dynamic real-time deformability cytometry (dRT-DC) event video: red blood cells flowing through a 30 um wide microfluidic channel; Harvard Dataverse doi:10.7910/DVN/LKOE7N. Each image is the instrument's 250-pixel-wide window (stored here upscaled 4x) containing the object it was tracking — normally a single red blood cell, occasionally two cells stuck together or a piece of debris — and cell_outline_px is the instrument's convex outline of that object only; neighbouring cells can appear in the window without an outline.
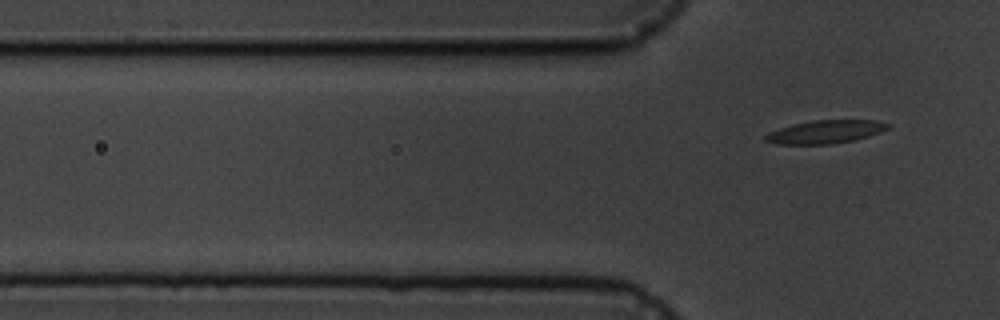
{"species": "common noctule bat (a hibernating species)", "species_latin": "Nyctalus noctula", "temperature_condition": "cold", "stored_images_in_passage": 7, "segment_of_instrument_passage": [2, 2], "camera_frame_rate_fps": 3000, "um_per_image_px": 0.085, "animal": {"sex": "male", "body_mass_g": 19.5, "forearm_length_mm": 54.6}, "frame": {"image": 1, "passage_image": 7, "time_ms": 7.667, "image_size_px": [1000, 320], "cell_outline_px": [[892, 124], [888, 128], [880, 132], [856, 140], [832, 144], [776, 144], [764, 140], [764, 136], [768, 132], [792, 124], [812, 120], [876, 120]], "centroid_in_image_um": [70.16, 11.2], "position_along_channel_um": 55.6, "area_um2": 16.65}}